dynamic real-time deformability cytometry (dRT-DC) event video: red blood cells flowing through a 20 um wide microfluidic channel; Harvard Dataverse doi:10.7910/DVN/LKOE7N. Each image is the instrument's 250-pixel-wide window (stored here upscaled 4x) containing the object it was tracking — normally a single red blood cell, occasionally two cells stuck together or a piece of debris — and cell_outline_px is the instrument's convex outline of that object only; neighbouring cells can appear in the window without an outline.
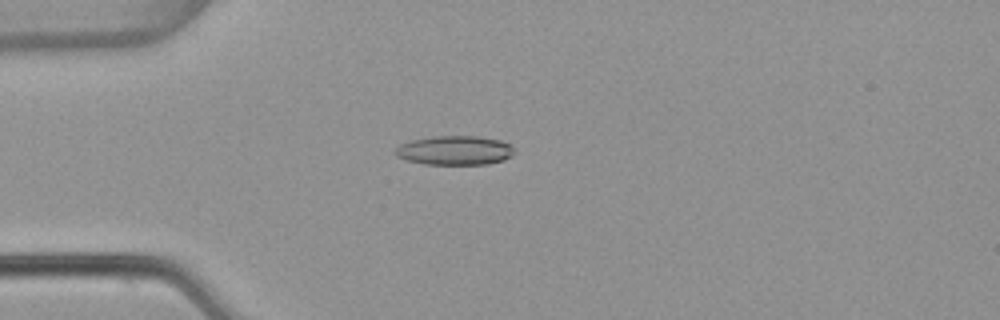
{"species": "common noctule bat (a hibernating species)", "species_latin": "Nyctalus noctula", "temperature_condition": "warm", "stored_images_in_passage": 4, "camera_frame_rate_fps": 3000, "um_per_image_px": 0.085, "animal": {"sex": "female", "body_mass_g": 22.7, "forearm_length_mm": 54.2}, "frame": {"image": 1, "passage_image": 4, "time_ms": 1.0, "image_size_px": [1000, 320], "cell_outline_px": [[516, 152], [512, 156], [504, 160], [488, 164], [424, 164], [408, 160], [396, 156], [396, 148], [400, 144], [412, 140], [432, 136], [476, 136], [500, 140], [508, 144]], "centroid_in_image_um": [38.67, 12.78], "position_along_channel_um": 46.3, "area_um2": 20.17}}